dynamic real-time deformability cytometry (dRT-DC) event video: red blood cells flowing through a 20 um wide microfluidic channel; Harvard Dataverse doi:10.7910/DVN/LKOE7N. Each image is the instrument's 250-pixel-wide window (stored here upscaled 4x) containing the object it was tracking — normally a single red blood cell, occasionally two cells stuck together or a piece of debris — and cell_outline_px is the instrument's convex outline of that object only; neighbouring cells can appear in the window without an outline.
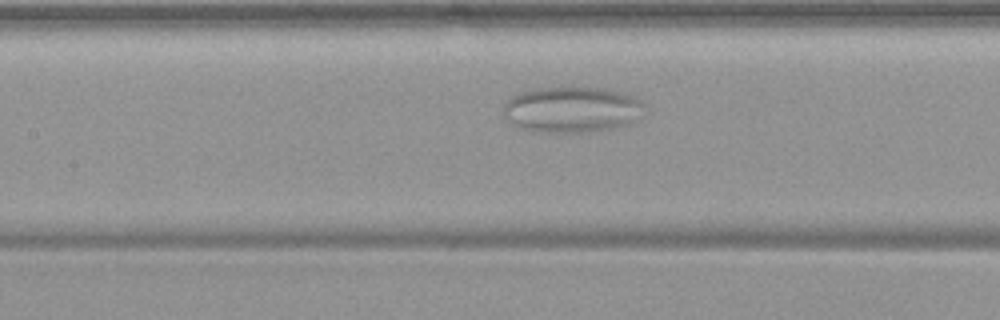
{"species": "common noctule bat (a hibernating species)", "species_latin": "Nyctalus noctula", "temperature_condition": "warm", "stored_images_in_passage": 45, "camera_frame_rate_fps": 3000, "um_per_image_px": 0.085, "animal": {"sex": "female", "body_mass_g": 19.9}, "frame": {"image": 1, "passage_image": 15, "time_ms": 4.667, "image_size_px": [1000, 320], "cell_outline_px": [[644, 104], [632, 120], [628, 124], [612, 128], [592, 132], [532, 132], [520, 128], [504, 116], [504, 104], [512, 96], [528, 88], [604, 88], [628, 92], [640, 100]], "centroid_in_image_um": [48.56, 9.3], "position_along_channel_um": 158.8, "area_um2": 37.57}}
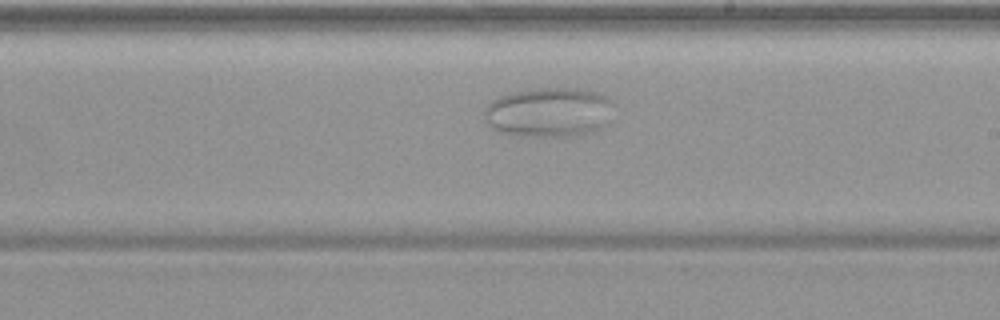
{"frame": {"image": 2, "passage_image": 22, "time_ms": 7.0, "image_size_px": [1000, 320], "cell_outline_px": [[616, 104], [608, 124], [604, 128], [592, 132], [568, 136], [524, 136], [500, 132], [492, 128], [484, 116], [484, 108], [492, 100], [500, 96], [512, 92], [540, 88], [576, 88], [592, 92], [604, 96], [612, 100]], "centroid_in_image_um": [46.71, 9.55], "position_along_channel_um": 242.3, "area_um2": 37.69}}
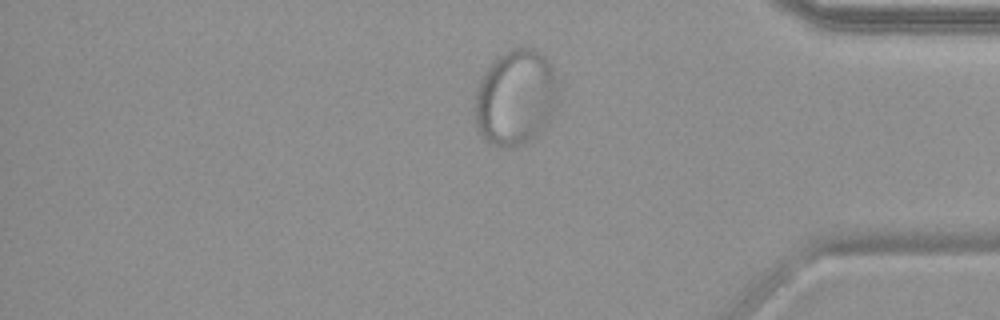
{"frame": {"image": 3, "passage_image": 36, "time_ms": 11.667, "image_size_px": [1000, 320], "cell_outline_px": [[560, 100], [548, 124], [536, 136], [524, 144], [508, 148], [492, 144], [484, 140], [476, 128], [476, 92], [484, 72], [492, 60], [496, 56], [512, 48], [536, 48], [544, 52], [552, 68], [556, 80]], "centroid_in_image_um": [43.86, 8.28], "position_along_channel_um": 391.3, "area_um2": 47.16}}